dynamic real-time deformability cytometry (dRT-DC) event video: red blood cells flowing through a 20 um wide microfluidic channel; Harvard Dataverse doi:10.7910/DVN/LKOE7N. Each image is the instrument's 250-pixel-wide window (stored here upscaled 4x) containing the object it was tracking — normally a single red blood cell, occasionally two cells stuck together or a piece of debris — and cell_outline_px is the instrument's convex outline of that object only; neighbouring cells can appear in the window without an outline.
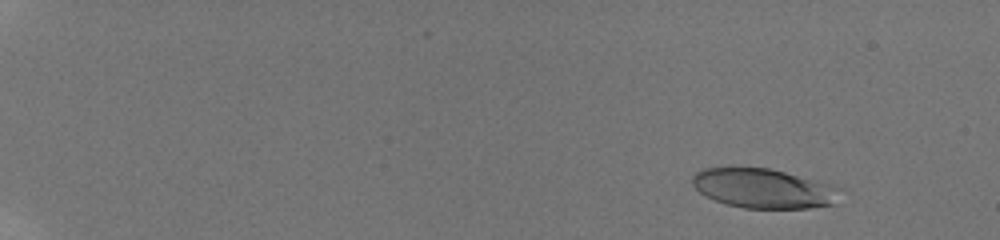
{"species": "human", "species_latin": "Homo sapiens", "temperature_condition": "room temperature", "stored_images_in_passage": 52, "camera_frame_rate_fps": 3000, "um_per_image_px": 0.085, "donor": {"sex": "male"}, "frame": {"image": 1, "passage_image": 7, "time_ms": 2.0, "image_size_px": [1000, 240], "cell_outline_px": [[840, 188], [836, 204], [808, 208], [744, 208], [728, 204], [704, 196], [692, 184], [692, 176], [696, 172], [704, 168], [768, 168], [784, 172], [828, 184]], "centroid_in_image_um": [64.87, 16.02], "position_along_channel_um": 20.1, "area_um2": 33.58}}
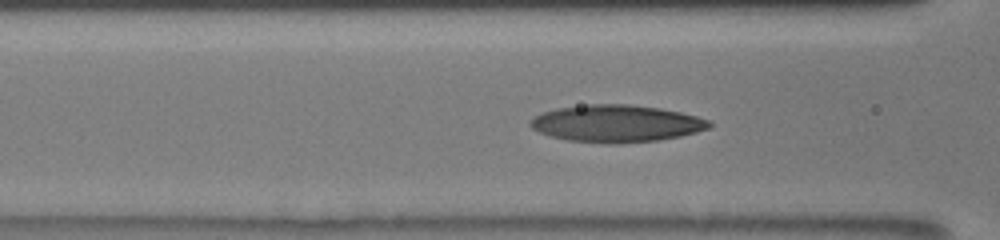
{"frame": {"image": 2, "passage_image": 26, "time_ms": 9.0, "image_size_px": [1000, 240], "cell_outline_px": [[712, 124], [708, 128], [696, 132], [680, 136], [660, 140], [620, 144], [612, 144], [568, 140], [552, 136], [540, 132], [532, 128], [532, 120], [536, 116], [544, 112], [556, 108], [588, 104], [628, 104], [660, 108], [680, 112], [696, 116], [708, 120]], "centroid_in_image_um": [52.43, 10.5], "position_along_channel_um": 114.2, "area_um2": 38.49}}
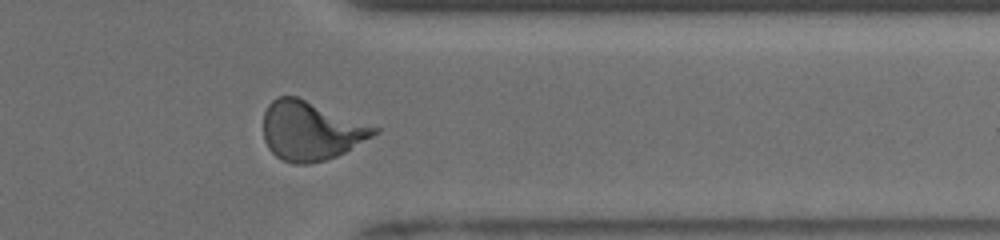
{"frame": {"image": 3, "passage_image": 45, "time_ms": 16.0, "image_size_px": [1000, 240], "cell_outline_px": [[380, 132], [344, 152], [336, 156], [324, 160], [308, 164], [292, 164], [280, 160], [268, 148], [264, 140], [264, 112], [268, 104], [276, 96], [296, 96], [380, 128]], "centroid_in_image_um": [26.39, 11.12], "position_along_channel_um": 385.0, "area_um2": 38.03}, "authors_computed_cell_mechanics": {"area_um2": 36.3562, "velocity_mm_per_s": 3.8769, "shape_relaxation_time_tau1_ms": 6.306, "shape_relaxation_time_tau2_ms": 1.0957, "deformation_change_tau1": 0.2439, "deformation_change_tau2": 0.0796}}